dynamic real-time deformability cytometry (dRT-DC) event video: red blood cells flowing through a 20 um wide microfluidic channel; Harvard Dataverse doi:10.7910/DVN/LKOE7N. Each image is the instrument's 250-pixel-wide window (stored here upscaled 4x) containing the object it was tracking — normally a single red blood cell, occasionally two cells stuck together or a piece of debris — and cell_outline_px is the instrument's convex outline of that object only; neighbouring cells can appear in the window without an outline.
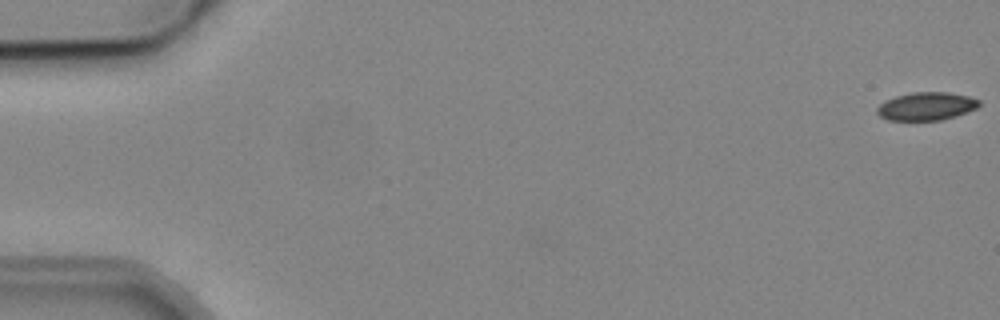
{"species": "common noctule bat (a hibernating species)", "species_latin": "Nyctalus noctula", "temperature_condition": "cold", "stored_images_in_passage": 8, "camera_frame_rate_fps": 3000, "um_per_image_px": 0.085, "animal": {"sex": "male", "body_mass_g": 19.2, "forearm_length_mm": 51.8}, "frame": {"image": 1, "passage_image": 1, "time_ms": 0.0, "image_size_px": [1000, 320], "cell_outline_px": [[980, 104], [976, 108], [968, 112], [956, 116], [940, 120], [888, 120], [880, 116], [876, 112], [876, 108], [884, 100], [896, 96], [912, 92], [948, 92], [968, 96], [980, 100]], "centroid_in_image_um": [78.73, 9.03], "position_along_channel_um": 6.3, "area_um2": 16.76}}
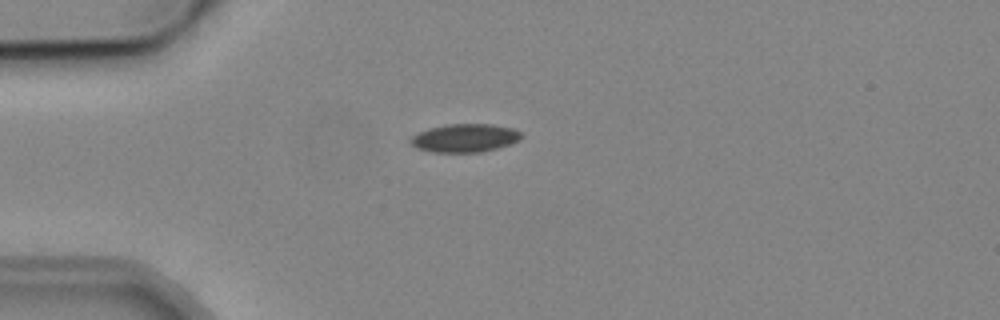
{"frame": {"image": 2, "passage_image": 5, "time_ms": 4.667, "image_size_px": [1000, 320], "cell_outline_px": [[520, 140], [496, 148], [480, 152], [432, 152], [416, 148], [408, 140], [412, 136], [428, 128], [448, 124], [492, 124], [512, 128], [520, 132]], "centroid_in_image_um": [39.47, 11.73], "position_along_channel_um": 45.5, "area_um2": 18.09}}